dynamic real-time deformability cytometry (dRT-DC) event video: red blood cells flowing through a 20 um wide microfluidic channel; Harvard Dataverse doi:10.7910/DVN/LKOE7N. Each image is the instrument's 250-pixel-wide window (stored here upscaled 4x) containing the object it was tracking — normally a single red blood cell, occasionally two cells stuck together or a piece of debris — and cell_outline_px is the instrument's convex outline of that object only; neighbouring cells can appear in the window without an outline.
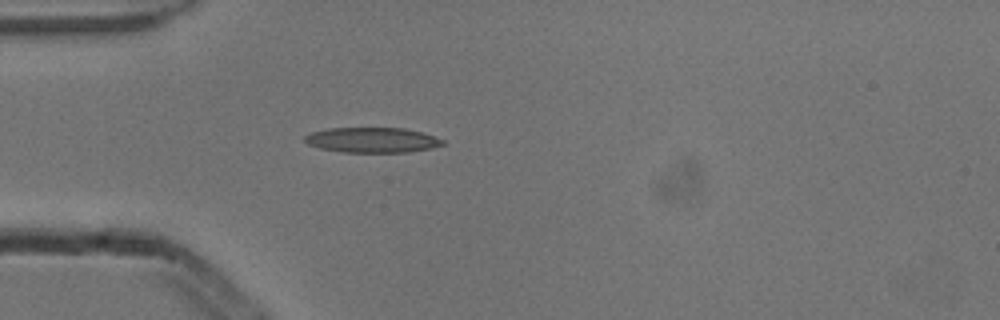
{"species": "common noctule bat (a hibernating species)", "species_latin": "Nyctalus noctula", "temperature_condition": "cold", "stored_images_in_passage": 1, "camera_frame_rate_fps": 3000, "um_per_image_px": 0.085, "animal": {"sex": "male", "body_mass_g": 13.3}, "frame": {"image": 1, "passage_image": 1, "time_ms": 0.0, "image_size_px": [1000, 320], "cell_outline_px": [[444, 144], [432, 148], [408, 152], [344, 152], [320, 148], [308, 144], [304, 140], [304, 136], [312, 132], [328, 128], [404, 128], [420, 132], [444, 140]], "centroid_in_image_um": [31.62, 11.9], "position_along_channel_um": 53.4, "area_um2": 20.06}}